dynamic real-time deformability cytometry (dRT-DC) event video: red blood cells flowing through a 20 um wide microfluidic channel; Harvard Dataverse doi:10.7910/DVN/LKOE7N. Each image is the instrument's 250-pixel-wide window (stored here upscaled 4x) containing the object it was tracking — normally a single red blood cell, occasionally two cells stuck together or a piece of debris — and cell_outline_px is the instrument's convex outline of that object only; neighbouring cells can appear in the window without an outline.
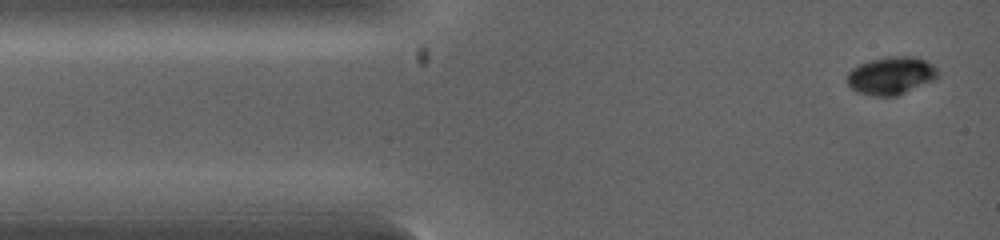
{"species": "common noctule bat (a hibernating species)", "species_latin": "Nyctalus noctula", "temperature_condition": "warm", "stored_images_in_passage": 19, "camera_frame_rate_fps": 5000, "um_per_image_px": 0.085, "animal": {"sex": "female", "body_mass_g": 19.0, "forearm_length_mm": 53.3}, "frame": {"image": 1, "passage_image": 1, "time_ms": 0.0, "image_size_px": [1000, 240], "cell_outline_px": [[940, 76], [936, 80], [896, 96], [872, 96], [856, 92], [848, 84], [848, 72], [852, 68], [868, 60], [888, 56], [916, 56], [932, 64], [940, 72]], "centroid_in_image_um": [75.78, 6.42], "position_along_channel_um": 9.2, "area_um2": 20.29}}
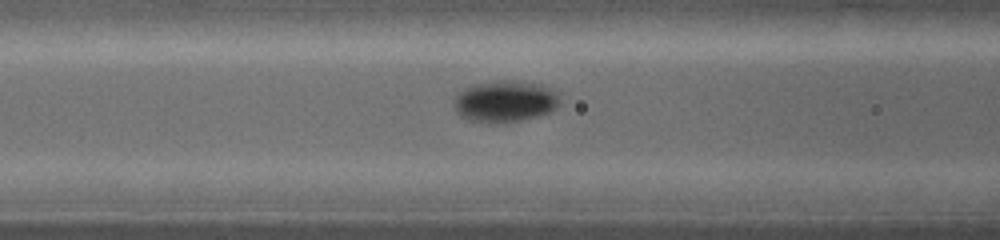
{"frame": {"image": 2, "passage_image": 12, "time_ms": 3.0, "image_size_px": [1000, 240], "cell_outline_px": [[560, 104], [556, 108], [548, 112], [536, 116], [520, 120], [496, 124], [468, 120], [460, 116], [452, 108], [452, 104], [456, 96], [464, 88], [496, 80], [504, 80], [528, 84], [552, 92], [560, 100]], "centroid_in_image_um": [42.8, 8.67], "position_along_channel_um": 123.8, "area_um2": 24.8}}
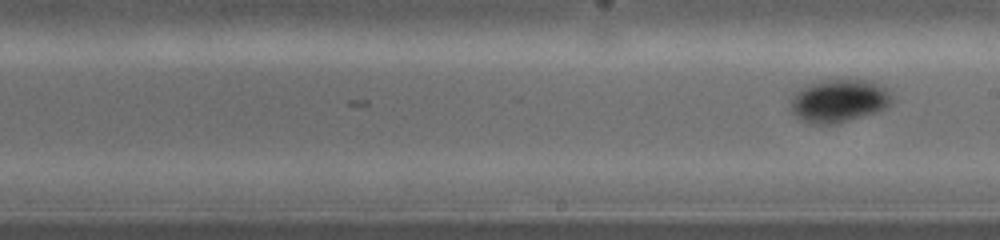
{"frame": {"image": 3, "passage_image": 19, "time_ms": 4.6, "image_size_px": [1000, 240], "cell_outline_px": [[892, 100], [888, 108], [840, 124], [808, 124], [800, 120], [792, 112], [792, 100], [800, 92], [808, 88], [820, 84], [836, 80], [860, 80], [884, 88], [888, 92]], "centroid_in_image_um": [71.36, 8.66], "position_along_channel_um": 217.6, "area_um2": 24.16}}